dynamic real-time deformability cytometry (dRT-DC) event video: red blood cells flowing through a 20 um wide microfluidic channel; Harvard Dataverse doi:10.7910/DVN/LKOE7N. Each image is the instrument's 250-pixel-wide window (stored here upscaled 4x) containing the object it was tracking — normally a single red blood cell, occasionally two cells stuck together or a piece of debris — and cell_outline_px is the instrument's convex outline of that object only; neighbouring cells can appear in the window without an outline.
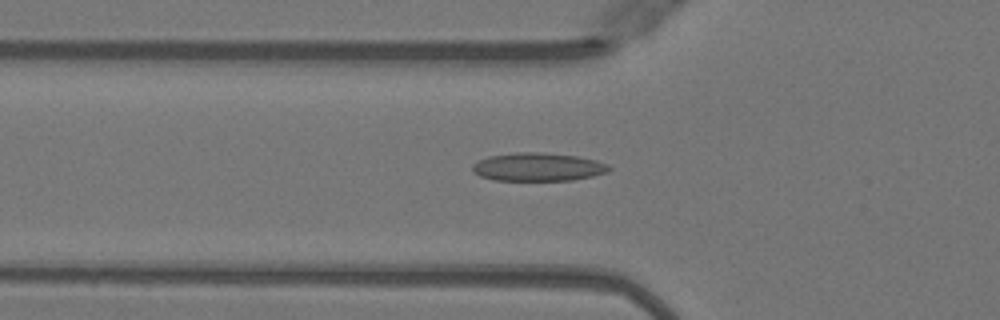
{"species": "Egyptian fruit bat (a non-hibernating species)", "species_latin": "Rousettus aegyptiacus", "temperature_condition": "warm", "stored_images_in_passage": 51, "camera_frame_rate_fps": 3000, "um_per_image_px": 0.085, "animal": {"sex": "female"}, "frame": {"image": 1, "passage_image": 18, "time_ms": 5.667, "image_size_px": [1000, 320], "cell_outline_px": [[612, 168], [608, 172], [592, 176], [572, 180], [496, 180], [480, 176], [472, 172], [472, 164], [488, 156], [516, 152], [544, 152], [576, 156], [596, 160], [608, 164]], "centroid_in_image_um": [45.73, 14.18], "position_along_channel_um": 80.1, "area_um2": 22.54}}
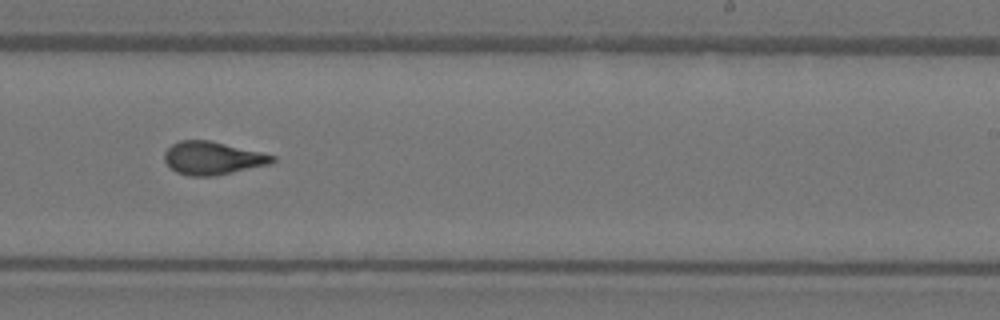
{"frame": {"image": 2, "passage_image": 32, "time_ms": 10.333, "image_size_px": [1000, 320], "cell_outline_px": [[276, 160], [268, 164], [232, 172], [212, 176], [188, 176], [176, 172], [164, 160], [164, 152], [172, 144], [180, 140], [208, 140], [260, 152], [276, 156]], "centroid_in_image_um": [18.03, 13.44], "position_along_channel_um": 271.0, "area_um2": 20.46}}
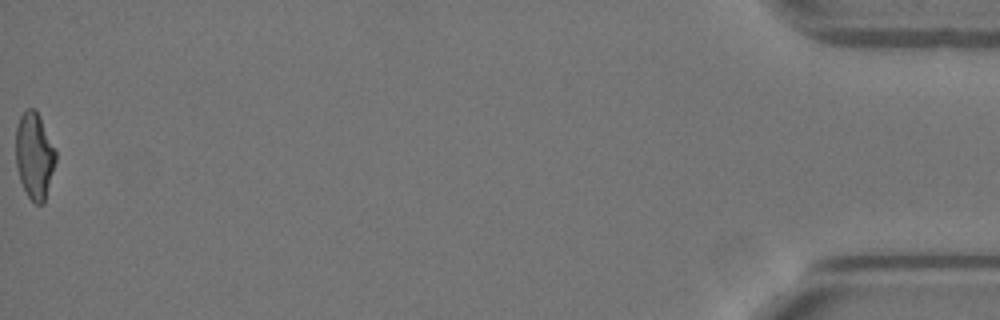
{"frame": {"image": 3, "passage_image": 51, "time_ms": 16.667, "image_size_px": [1000, 320], "cell_outline_px": [[56, 160], [44, 204], [36, 204], [28, 196], [20, 180], [16, 164], [16, 128], [20, 116], [28, 108], [36, 108], [56, 148]], "centroid_in_image_um": [2.94, 13.21], "position_along_channel_um": 432.3, "area_um2": 20.23}, "authors_computed_cell_mechanics": {"area_um2": 20.7502, "velocity_mm_per_s": 4.08, "shape_relaxation_time_tau1_ms": 8.6104, "shape_relaxation_time_tau2_ms": 1.3387, "deformation_change_tau1": 0.2472, "deformation_change_tau2": 0.0858}}